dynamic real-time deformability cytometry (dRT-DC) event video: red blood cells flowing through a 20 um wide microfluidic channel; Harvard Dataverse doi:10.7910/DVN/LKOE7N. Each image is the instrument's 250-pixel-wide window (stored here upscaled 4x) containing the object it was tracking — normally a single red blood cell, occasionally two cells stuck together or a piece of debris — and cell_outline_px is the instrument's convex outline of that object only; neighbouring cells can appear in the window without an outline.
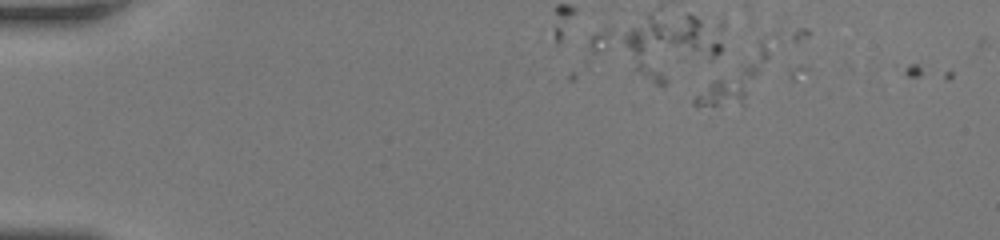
{"species": "human", "species_latin": "Homo sapiens", "temperature_condition": "room temperature", "stored_images_in_passage": 20, "camera_frame_rate_fps": 3000, "um_per_image_px": 0.085, "donor": {"sex": "female"}, "frame": {"image": 1, "passage_image": 12, "time_ms": 3.667, "image_size_px": [1000, 240], "cell_outline_px": [[768, 56], [744, 104], [692, 104], [692, 100], [712, 80], [760, 40], [768, 40]], "centroid_in_image_um": [62.54, 6.68], "position_along_channel_um": 22.5, "area_um2": 16.82}}